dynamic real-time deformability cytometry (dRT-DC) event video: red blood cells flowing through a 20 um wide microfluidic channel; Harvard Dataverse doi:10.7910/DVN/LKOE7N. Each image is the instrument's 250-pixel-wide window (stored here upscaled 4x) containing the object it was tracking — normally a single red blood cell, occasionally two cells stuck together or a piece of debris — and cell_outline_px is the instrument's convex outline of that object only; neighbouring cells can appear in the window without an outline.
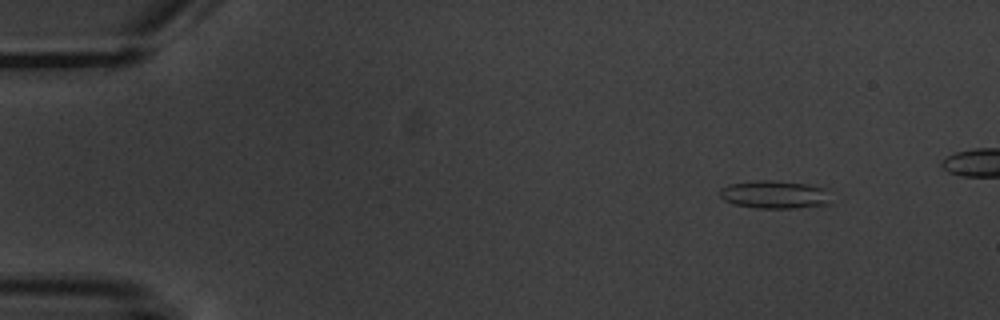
{"species": "common noctule bat (a hibernating species)", "species_latin": "Nyctalus noctula", "temperature_condition": "warm", "stored_images_in_passage": 5, "camera_frame_rate_fps": 3000, "um_per_image_px": 0.085, "animal": {"sex": "male", "body_mass_g": 20.1, "forearm_length_mm": 53.5}, "frame": {"image": 1, "passage_image": 1, "time_ms": 0.0, "image_size_px": [1000, 320], "cell_outline_px": [[828, 204], [796, 208], [756, 208], [732, 204], [724, 200], [720, 196], [720, 188], [728, 184], [756, 180], [772, 180], [808, 184], [828, 188]], "centroid_in_image_um": [65.81, 16.53], "position_along_channel_um": 19.2, "area_um2": 18.26}}